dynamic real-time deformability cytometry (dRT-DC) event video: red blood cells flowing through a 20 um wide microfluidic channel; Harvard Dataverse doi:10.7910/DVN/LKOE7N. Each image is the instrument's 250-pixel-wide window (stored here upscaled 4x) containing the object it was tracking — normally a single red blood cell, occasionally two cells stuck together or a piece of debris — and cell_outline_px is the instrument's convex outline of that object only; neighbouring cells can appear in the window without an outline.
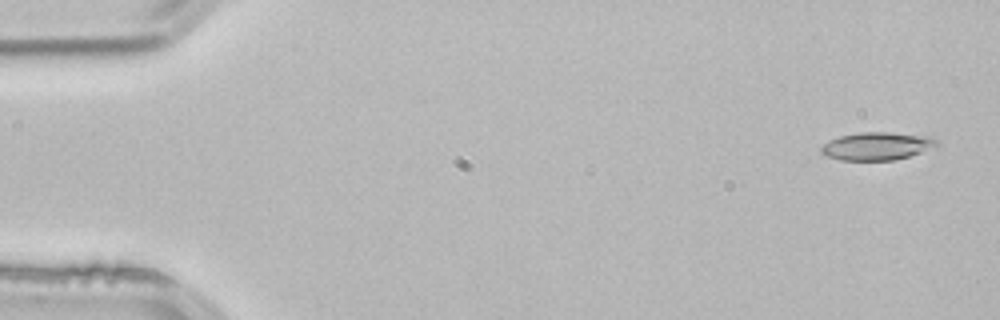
{"species": "common noctule bat (a hibernating species)", "species_latin": "Nyctalus noctula", "temperature_condition": "room temperature", "stored_images_in_passage": 3, "camera_frame_rate_fps": 3000, "um_per_image_px": 0.085, "animal": {"sex": "male", "body_mass_g": 21.5, "forearm_length_mm": 52.0}, "frame": {"image": 1, "passage_image": 1, "time_ms": 0.0, "image_size_px": [1000, 320], "cell_outline_px": [[940, 144], [936, 148], [908, 156], [892, 160], [840, 160], [824, 156], [820, 152], [820, 148], [824, 144], [840, 136], [860, 132], [888, 132], [928, 136], [936, 140]], "centroid_in_image_um": [74.55, 12.42], "position_along_channel_um": 10.4, "area_um2": 18.79}}
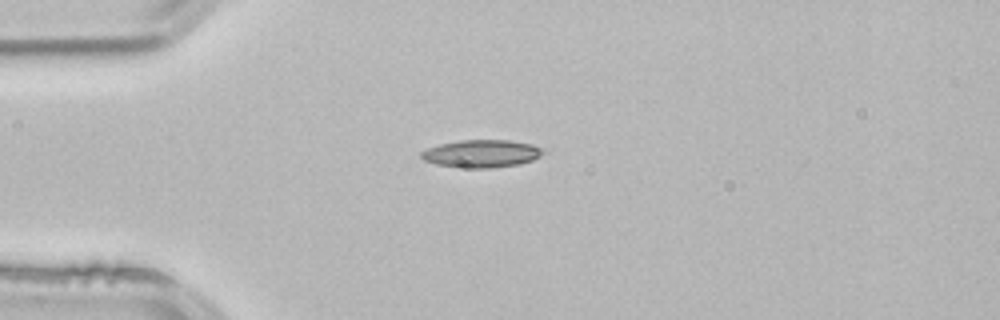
{"frame": {"image": 2, "passage_image": 3, "time_ms": 0.667, "image_size_px": [1000, 320], "cell_outline_px": [[548, 152], [532, 160], [520, 164], [492, 168], [452, 168], [436, 164], [424, 160], [420, 156], [420, 152], [428, 148], [440, 144], [460, 140], [508, 140], [532, 144], [544, 148]], "centroid_in_image_um": [40.95, 13.07], "position_along_channel_um": 44.0, "area_um2": 20.0}}